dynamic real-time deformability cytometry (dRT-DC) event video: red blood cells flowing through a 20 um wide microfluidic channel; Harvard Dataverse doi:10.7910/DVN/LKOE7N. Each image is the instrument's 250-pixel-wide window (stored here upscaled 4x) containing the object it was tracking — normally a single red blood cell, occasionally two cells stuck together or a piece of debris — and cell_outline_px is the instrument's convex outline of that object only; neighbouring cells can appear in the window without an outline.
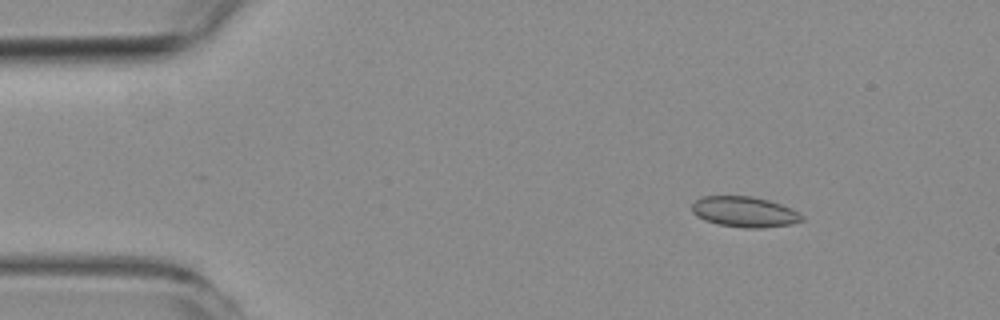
{"species": "common noctule bat (a hibernating species)", "species_latin": "Nyctalus noctula", "temperature_condition": "room temperature", "stored_images_in_passage": 6, "camera_frame_rate_fps": 3000, "um_per_image_px": 0.085, "animal": {"sex": "female", "body_mass_g": 19.3, "forearm_length_mm": 54.1}, "frame": {"image": 1, "passage_image": 1, "time_ms": 0.0, "image_size_px": [1000, 320], "cell_outline_px": [[804, 220], [792, 224], [764, 228], [744, 228], [716, 224], [704, 220], [696, 216], [692, 212], [692, 204], [700, 196], [752, 196], [768, 200], [792, 208], [804, 216]], "centroid_in_image_um": [63.28, 18.01], "position_along_channel_um": 21.7, "area_um2": 19.83}}
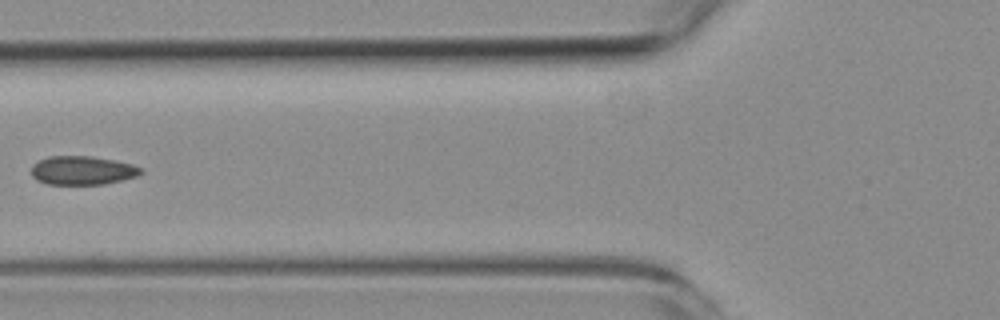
{"frame": {"image": 2, "passage_image": 5, "time_ms": 4.667, "image_size_px": [1000, 320], "cell_outline_px": [[144, 172], [136, 176], [104, 184], [48, 184], [36, 180], [32, 176], [32, 164], [48, 156], [92, 156], [116, 160], [132, 164], [144, 168]], "centroid_in_image_um": [7.02, 14.47], "position_along_channel_um": 118.8, "area_um2": 18.44}}
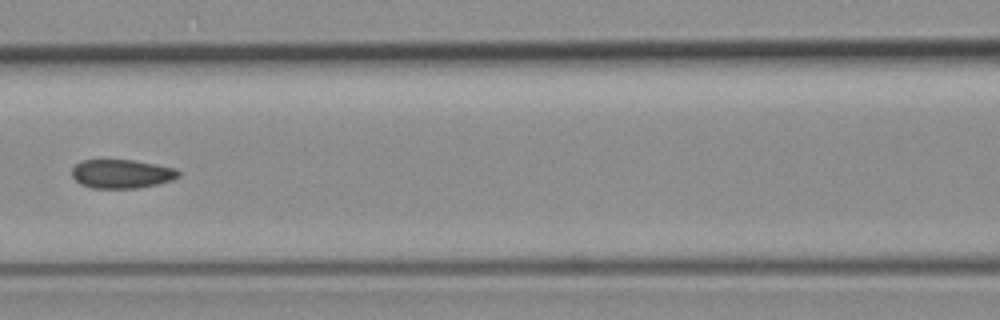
{"frame": {"image": 3, "passage_image": 6, "time_ms": 5.667, "image_size_px": [1000, 320], "cell_outline_px": [[180, 176], [172, 180], [156, 184], [136, 188], [92, 188], [80, 184], [72, 176], [72, 168], [80, 160], [132, 160], [176, 168], [180, 172]], "centroid_in_image_um": [10.33, 14.77], "position_along_channel_um": 156.3, "area_um2": 17.86}}